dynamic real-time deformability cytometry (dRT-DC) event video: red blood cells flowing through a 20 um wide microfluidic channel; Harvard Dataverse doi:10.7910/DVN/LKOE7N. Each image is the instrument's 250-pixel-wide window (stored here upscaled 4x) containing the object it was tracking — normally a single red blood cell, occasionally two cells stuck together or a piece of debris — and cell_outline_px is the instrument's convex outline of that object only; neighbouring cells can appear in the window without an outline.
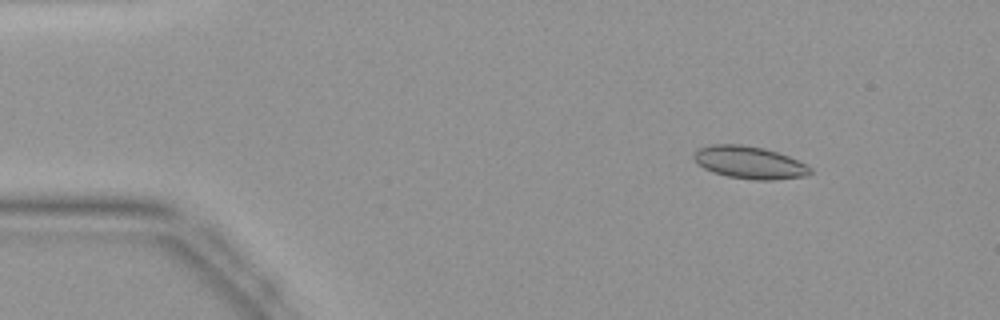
{"species": "common noctule bat (a hibernating species)", "species_latin": "Nyctalus noctula", "temperature_condition": "warm", "stored_images_in_passage": 45, "camera_frame_rate_fps": 3000, "um_per_image_px": 0.085, "animal": {"sex": "female", "body_mass_g": 19.9}, "frame": {"image": 1, "passage_image": 6, "time_ms": 1.667, "image_size_px": [1000, 320], "cell_outline_px": [[812, 172], [804, 176], [772, 180], [752, 180], [728, 176], [712, 172], [704, 168], [692, 156], [700, 148], [712, 144], [740, 144], [764, 148], [788, 156], [812, 168]], "centroid_in_image_um": [63.7, 13.81], "position_along_channel_um": 21.3, "area_um2": 21.73}}
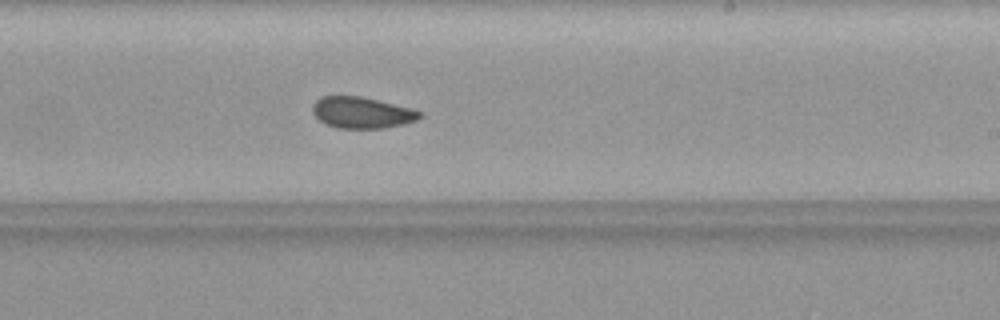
{"frame": {"image": 2, "passage_image": 27, "time_ms": 8.667, "image_size_px": [1000, 320], "cell_outline_px": [[424, 116], [416, 120], [404, 124], [384, 128], [336, 128], [324, 124], [312, 112], [312, 104], [320, 96], [360, 96], [412, 108], [420, 112]], "centroid_in_image_um": [30.74, 9.57], "position_along_channel_um": 258.3, "area_um2": 19.65}}
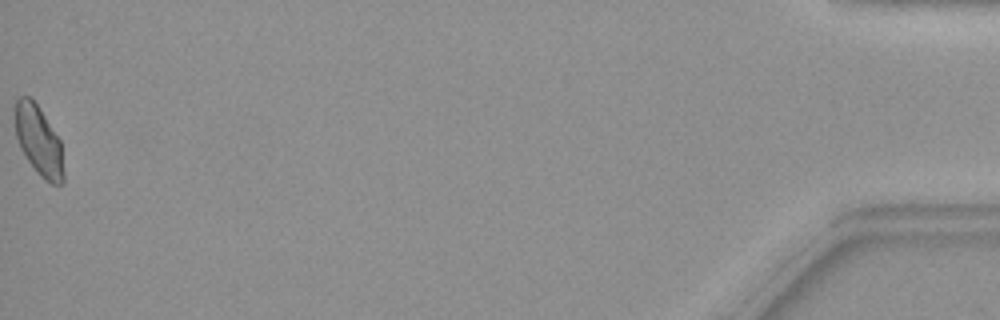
{"frame": {"image": 3, "passage_image": 45, "time_ms": 14.667, "image_size_px": [1000, 320], "cell_outline_px": [[64, 180], [60, 184], [52, 184], [44, 180], [36, 172], [20, 148], [16, 136], [16, 100], [20, 96], [32, 96], [60, 140], [64, 172]], "centroid_in_image_um": [3.3, 11.97], "position_along_channel_um": 431.9, "area_um2": 19.65}}